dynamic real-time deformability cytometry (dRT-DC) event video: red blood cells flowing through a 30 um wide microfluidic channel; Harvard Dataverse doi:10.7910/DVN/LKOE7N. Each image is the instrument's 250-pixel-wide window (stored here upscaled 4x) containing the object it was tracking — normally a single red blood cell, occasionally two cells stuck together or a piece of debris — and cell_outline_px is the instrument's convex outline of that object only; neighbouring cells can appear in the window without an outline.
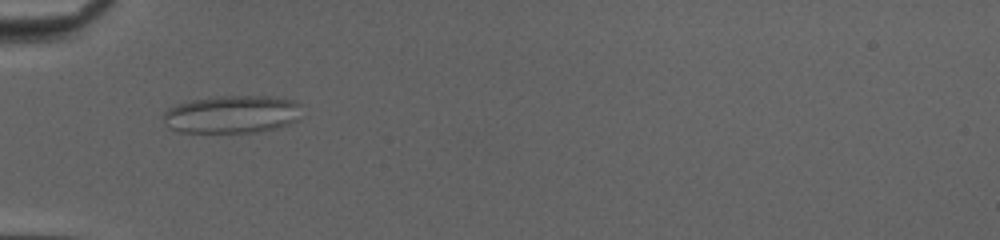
{"species": "common noctule bat (a hibernating species)", "species_latin": "Nyctalus noctula", "temperature_condition": "cold", "stored_images_in_passage": 52, "camera_frame_rate_fps": 3000, "um_per_image_px": 0.085, "animal": {"sex": "female", "body_mass_g": 20.0, "forearm_length_mm": 54.0}, "frame": {"image": 1, "passage_image": 19, "time_ms": 6.0, "image_size_px": [1000, 240], "cell_outline_px": [[300, 120], [280, 128], [256, 132], [180, 132], [168, 128], [164, 124], [164, 112], [168, 108], [176, 104], [192, 100], [220, 96], [268, 96], [296, 100], [300, 104]], "centroid_in_image_um": [19.76, 9.72], "position_along_channel_um": 65.2, "area_um2": 30.87}}
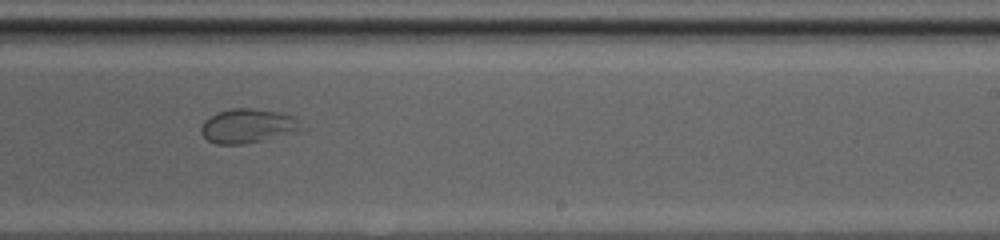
{"frame": {"image": 2, "passage_image": 34, "time_ms": 11.0, "image_size_px": [1000, 240], "cell_outline_px": [[300, 132], [264, 140], [244, 144], [216, 144], [208, 140], [200, 132], [200, 124], [204, 120], [220, 112], [232, 108], [252, 108], [280, 112], [292, 116], [300, 120]], "centroid_in_image_um": [21.07, 10.71], "position_along_channel_um": 267.9, "area_um2": 20.06}}
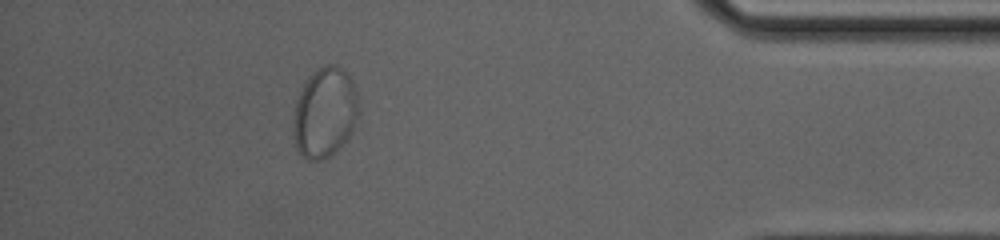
{"frame": {"image": 3, "passage_image": 47, "time_ms": 15.333, "image_size_px": [1000, 240], "cell_outline_px": [[360, 112], [352, 132], [348, 140], [328, 156], [320, 160], [308, 160], [296, 148], [292, 132], [292, 128], [296, 100], [308, 76], [316, 68], [324, 64], [336, 64], [348, 72], [352, 80], [356, 92]], "centroid_in_image_um": [27.62, 9.54], "position_along_channel_um": 407.6, "area_um2": 34.8}}